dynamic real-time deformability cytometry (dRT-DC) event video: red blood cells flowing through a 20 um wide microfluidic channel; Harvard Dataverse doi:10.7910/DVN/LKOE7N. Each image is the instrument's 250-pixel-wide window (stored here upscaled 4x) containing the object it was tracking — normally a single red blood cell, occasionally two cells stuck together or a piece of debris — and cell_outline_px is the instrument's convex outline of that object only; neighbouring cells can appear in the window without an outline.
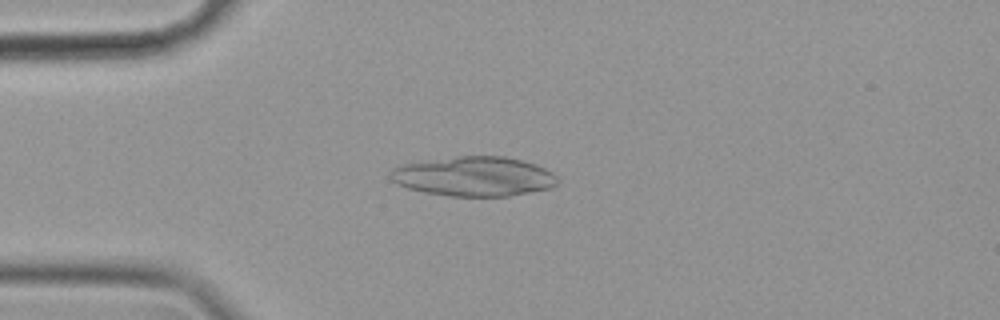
{"species": "common noctule bat (a hibernating species)", "species_latin": "Nyctalus noctula", "temperature_condition": "cold", "stored_images_in_passage": 51, "camera_frame_rate_fps": 3000, "um_per_image_px": 0.085, "animal": {"sex": "female", "body_mass_g": 19.9}, "frame": {"image": 1, "passage_image": 9, "time_ms": 2.667, "image_size_px": [1000, 320], "cell_outline_px": [[556, 184], [552, 188], [508, 196], [448, 196], [424, 192], [408, 188], [396, 184], [388, 176], [388, 172], [392, 168], [404, 164], [456, 156], [504, 156], [536, 164], [552, 172], [556, 176]], "centroid_in_image_um": [40.26, 15.0], "position_along_channel_um": 44.7, "area_um2": 38.55}}
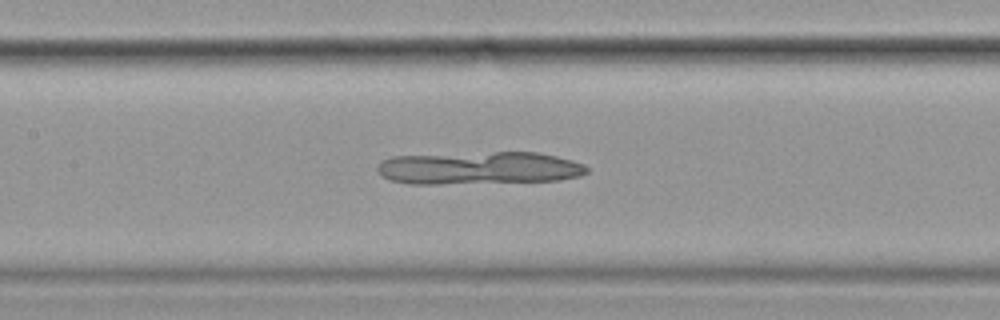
{"frame": {"image": 2, "passage_image": 21, "time_ms": 6.667, "image_size_px": [1000, 320], "cell_outline_px": [[588, 172], [580, 176], [556, 180], [440, 184], [408, 184], [392, 180], [380, 176], [376, 168], [380, 160], [392, 156], [492, 152], [536, 152], [556, 156], [572, 160], [584, 164], [588, 168]], "centroid_in_image_um": [40.68, 14.28], "position_along_channel_um": 166.7, "area_um2": 40.06}}
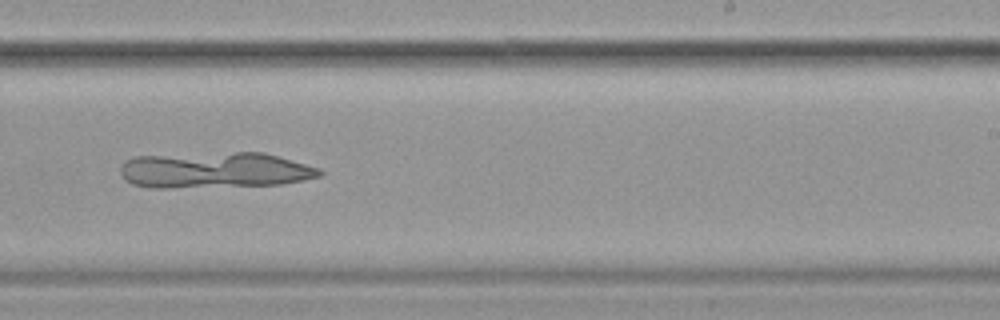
{"frame": {"image": 3, "passage_image": 30, "time_ms": 9.667, "image_size_px": [1000, 320], "cell_outline_px": [[324, 172], [320, 176], [280, 184], [168, 188], [152, 188], [132, 184], [124, 180], [120, 172], [120, 168], [132, 156], [236, 152], [264, 152], [320, 168]], "centroid_in_image_um": [18.23, 14.46], "position_along_channel_um": 270.8, "area_um2": 41.62}}